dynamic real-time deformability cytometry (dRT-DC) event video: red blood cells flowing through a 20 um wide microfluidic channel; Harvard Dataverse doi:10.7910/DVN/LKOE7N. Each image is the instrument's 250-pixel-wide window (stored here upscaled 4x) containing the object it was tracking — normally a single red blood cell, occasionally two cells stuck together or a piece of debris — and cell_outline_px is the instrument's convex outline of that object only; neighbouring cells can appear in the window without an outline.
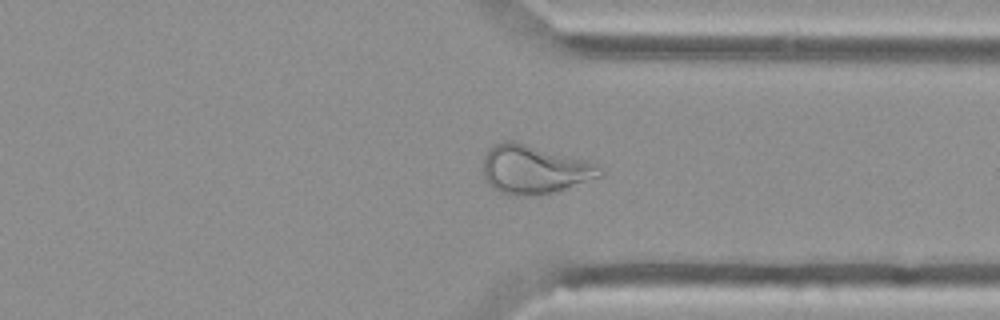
{"species": "Egyptian fruit bat (a non-hibernating species)", "species_latin": "Rousettus aegyptiacus", "temperature_condition": "cold", "stored_images_in_passage": 53, "camera_frame_rate_fps": 3000, "um_per_image_px": 0.085, "animal": {"sex": "female"}, "frame": {"image": 1, "passage_image": 40, "time_ms": 13.0, "image_size_px": [1000, 320], "cell_outline_px": [[604, 176], [540, 196], [512, 196], [500, 192], [492, 188], [488, 184], [484, 176], [484, 156], [488, 148], [492, 144], [504, 140], [516, 140], [588, 160], [600, 164], [604, 168]], "centroid_in_image_um": [45.45, 14.39], "position_along_channel_um": 366.0, "area_um2": 34.1}}
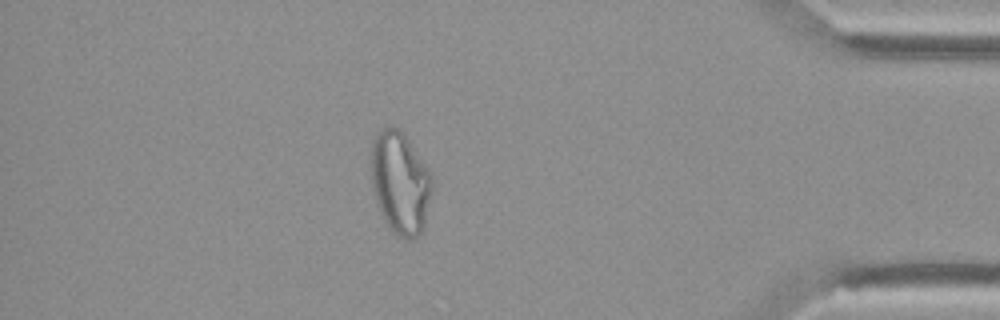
{"frame": {"image": 2, "passage_image": 46, "time_ms": 15.0, "image_size_px": [1000, 320], "cell_outline_px": [[432, 192], [424, 224], [420, 236], [412, 240], [408, 240], [396, 236], [388, 228], [380, 212], [372, 188], [372, 140], [380, 128], [388, 124], [392, 124], [400, 128], [404, 132], [432, 176]], "centroid_in_image_um": [34.01, 15.53], "position_along_channel_um": 401.2, "area_um2": 36.88}}